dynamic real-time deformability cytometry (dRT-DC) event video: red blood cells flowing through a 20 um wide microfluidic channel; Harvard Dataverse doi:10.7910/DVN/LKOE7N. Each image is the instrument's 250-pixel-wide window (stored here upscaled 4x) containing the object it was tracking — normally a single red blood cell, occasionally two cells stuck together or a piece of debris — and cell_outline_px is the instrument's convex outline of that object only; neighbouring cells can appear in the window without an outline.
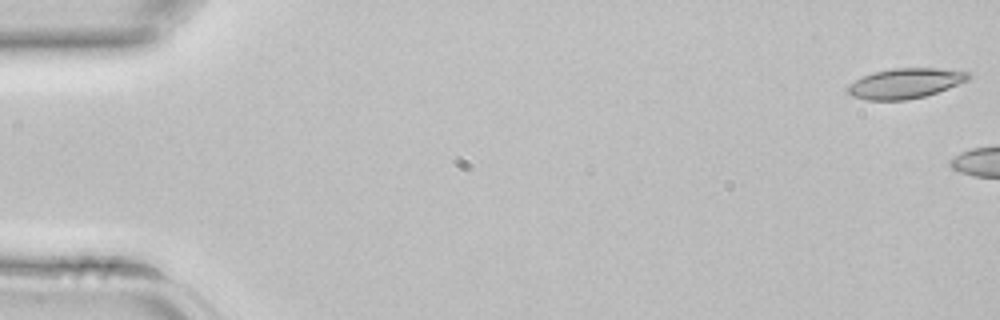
{"species": "common noctule bat (a hibernating species)", "species_latin": "Nyctalus noctula", "temperature_condition": "room temperature", "stored_images_in_passage": 5, "camera_frame_rate_fps": 3000, "um_per_image_px": 0.085, "animal": {"sex": "female", "body_mass_g": 22.7, "forearm_length_mm": 54.2}, "frame": {"image": 1, "passage_image": 1, "time_ms": 0.0, "image_size_px": [1000, 320], "cell_outline_px": [[972, 76], [968, 80], [948, 88], [924, 96], [908, 100], [868, 100], [852, 96], [844, 88], [848, 84], [872, 72], [892, 68], [940, 68], [972, 72]], "centroid_in_image_um": [76.95, 7.07], "position_along_channel_um": 8.1, "area_um2": 21.33}}